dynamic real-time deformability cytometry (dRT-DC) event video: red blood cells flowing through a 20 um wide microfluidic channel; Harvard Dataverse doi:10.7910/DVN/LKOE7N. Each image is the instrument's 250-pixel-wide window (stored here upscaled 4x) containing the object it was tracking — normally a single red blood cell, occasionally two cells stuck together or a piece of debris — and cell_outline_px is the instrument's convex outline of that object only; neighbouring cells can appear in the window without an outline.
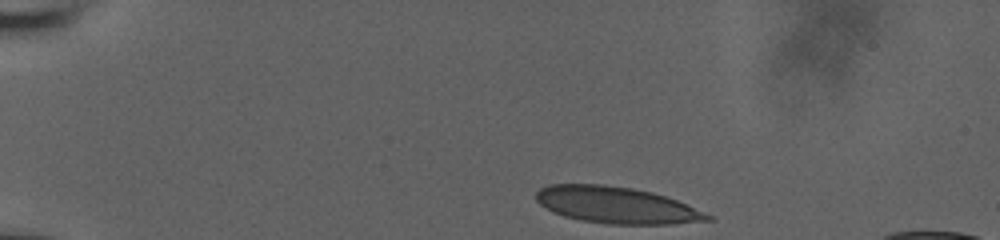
{"species": "human", "species_latin": "Homo sapiens", "temperature_condition": "room temperature", "stored_images_in_passage": 38, "camera_frame_rate_fps": 3000, "um_per_image_px": 0.085, "donor": {"sex": "male"}, "frame": {"image": 1, "passage_image": 1, "time_ms": 0.0, "image_size_px": [1000, 240], "cell_outline_px": [[712, 220], [668, 224], [608, 224], [580, 220], [564, 216], [552, 212], [540, 204], [536, 200], [536, 192], [540, 188], [548, 184], [604, 184], [632, 188], [652, 192], [676, 200], [712, 216]], "centroid_in_image_um": [52.33, 17.43], "position_along_channel_um": 32.7, "area_um2": 36.36}}
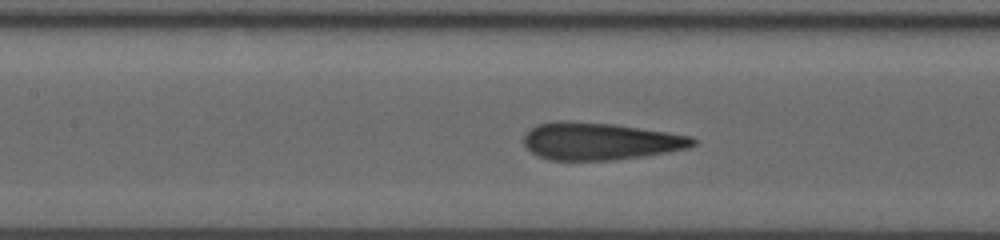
{"frame": {"image": 2, "passage_image": 17, "time_ms": 5.333, "image_size_px": [1000, 240], "cell_outline_px": [[696, 144], [688, 148], [668, 152], [644, 156], [612, 160], [548, 160], [532, 152], [524, 144], [524, 136], [528, 128], [536, 124], [556, 120], [568, 120], [612, 124], [692, 136], [696, 140]], "centroid_in_image_um": [50.97, 11.99], "position_along_channel_um": 156.4, "area_um2": 36.88}}
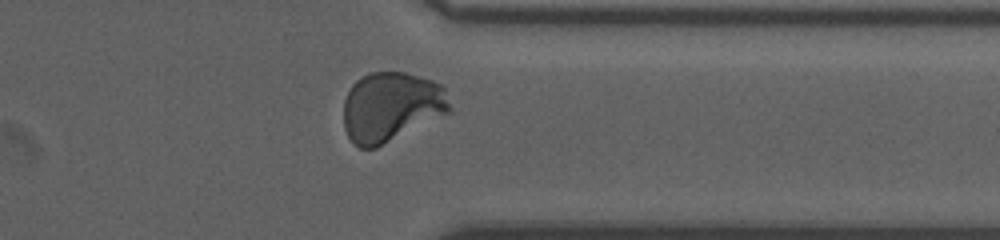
{"frame": {"image": 3, "passage_image": 33, "time_ms": 10.667, "image_size_px": [1000, 240], "cell_outline_px": [[452, 112], [376, 148], [360, 148], [352, 144], [344, 128], [344, 100], [352, 84], [356, 80], [368, 72], [404, 72], [432, 80], [440, 84], [444, 88], [452, 108]], "centroid_in_image_um": [33.25, 9.09], "position_along_channel_um": 378.1, "area_um2": 43.52}, "authors_computed_cell_mechanics": {"area_um2": 38.7549, "velocity_mm_per_s": 3.8776, "shape_relaxation_time_tau1_ms": 4.3429, "shape_relaxation_time_tau2_ms": null, "deformation_change_tau1": 0.2861, "deformation_change_tau2": null}}